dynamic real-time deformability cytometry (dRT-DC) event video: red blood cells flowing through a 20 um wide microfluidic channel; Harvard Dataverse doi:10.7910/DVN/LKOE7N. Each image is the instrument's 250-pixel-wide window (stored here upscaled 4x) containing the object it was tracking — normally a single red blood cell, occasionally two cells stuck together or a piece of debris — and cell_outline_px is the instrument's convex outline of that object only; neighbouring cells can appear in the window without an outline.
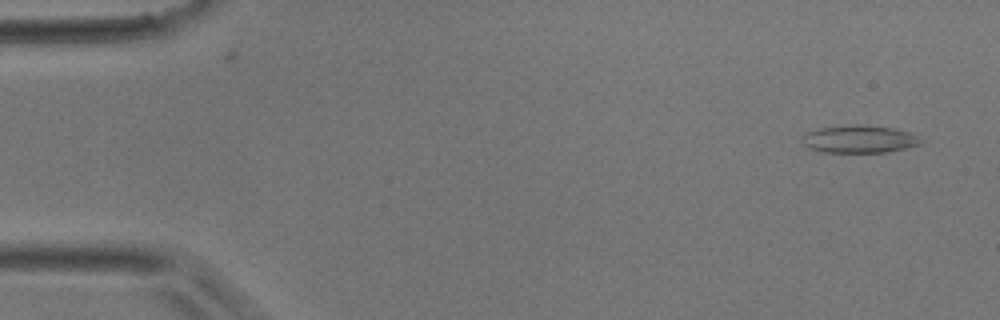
{"species": "common noctule bat (a hibernating species)", "species_latin": "Nyctalus noctula", "temperature_condition": "room temperature", "stored_images_in_passage": 4, "camera_frame_rate_fps": 3000, "um_per_image_px": 0.085, "animal": {"sex": "male", "body_mass_g": 17.9}, "frame": {"image": 1, "passage_image": 1, "time_ms": 0.0, "image_size_px": [1000, 320], "cell_outline_px": [[920, 144], [904, 148], [884, 152], [820, 152], [808, 148], [804, 144], [804, 136], [808, 132], [820, 128], [856, 124], [896, 128], [908, 132], [916, 136], [920, 140]], "centroid_in_image_um": [73.02, 11.82], "position_along_channel_um": 12.0, "area_um2": 18.73}}
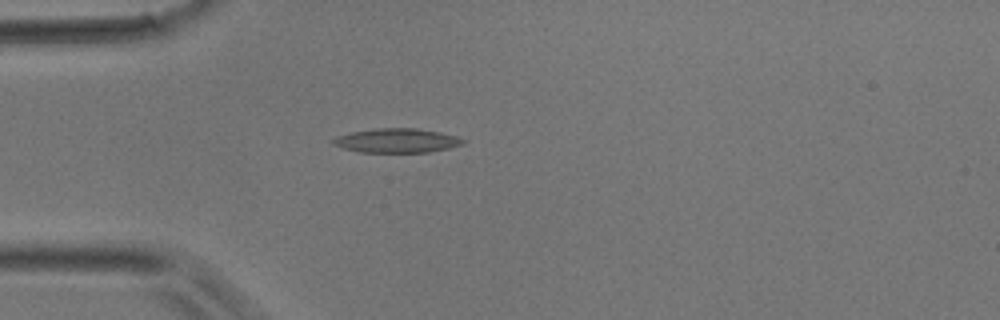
{"frame": {"image": 2, "passage_image": 4, "time_ms": 1.0, "image_size_px": [1000, 320], "cell_outline_px": [[468, 140], [464, 144], [448, 148], [428, 152], [360, 152], [344, 148], [332, 144], [332, 140], [336, 136], [352, 132], [376, 128], [416, 128], [440, 132], [456, 136]], "centroid_in_image_um": [33.75, 11.94], "position_along_channel_um": 51.2, "area_um2": 18.32}}